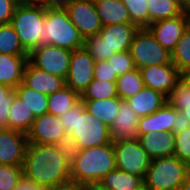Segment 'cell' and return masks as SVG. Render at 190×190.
<instances>
[{
	"label": "cell",
	"mask_w": 190,
	"mask_h": 190,
	"mask_svg": "<svg viewBox=\"0 0 190 190\" xmlns=\"http://www.w3.org/2000/svg\"><path fill=\"white\" fill-rule=\"evenodd\" d=\"M15 190H44V188L37 186L34 182L22 178Z\"/></svg>",
	"instance_id": "obj_47"
},
{
	"label": "cell",
	"mask_w": 190,
	"mask_h": 190,
	"mask_svg": "<svg viewBox=\"0 0 190 190\" xmlns=\"http://www.w3.org/2000/svg\"><path fill=\"white\" fill-rule=\"evenodd\" d=\"M87 190H110L109 188L104 187L101 183H90L84 186Z\"/></svg>",
	"instance_id": "obj_49"
},
{
	"label": "cell",
	"mask_w": 190,
	"mask_h": 190,
	"mask_svg": "<svg viewBox=\"0 0 190 190\" xmlns=\"http://www.w3.org/2000/svg\"><path fill=\"white\" fill-rule=\"evenodd\" d=\"M85 103L86 110L94 117L98 118L108 127L113 123L118 112L121 99L111 97L103 100H82Z\"/></svg>",
	"instance_id": "obj_23"
},
{
	"label": "cell",
	"mask_w": 190,
	"mask_h": 190,
	"mask_svg": "<svg viewBox=\"0 0 190 190\" xmlns=\"http://www.w3.org/2000/svg\"><path fill=\"white\" fill-rule=\"evenodd\" d=\"M176 120V109L166 102L161 107V122L163 132H173V121Z\"/></svg>",
	"instance_id": "obj_40"
},
{
	"label": "cell",
	"mask_w": 190,
	"mask_h": 190,
	"mask_svg": "<svg viewBox=\"0 0 190 190\" xmlns=\"http://www.w3.org/2000/svg\"><path fill=\"white\" fill-rule=\"evenodd\" d=\"M14 90L16 95L24 101L25 105L33 112L35 117L47 113L48 95L30 89L23 83L19 84Z\"/></svg>",
	"instance_id": "obj_29"
},
{
	"label": "cell",
	"mask_w": 190,
	"mask_h": 190,
	"mask_svg": "<svg viewBox=\"0 0 190 190\" xmlns=\"http://www.w3.org/2000/svg\"><path fill=\"white\" fill-rule=\"evenodd\" d=\"M72 51L52 45H40L28 54L35 67L66 80Z\"/></svg>",
	"instance_id": "obj_10"
},
{
	"label": "cell",
	"mask_w": 190,
	"mask_h": 190,
	"mask_svg": "<svg viewBox=\"0 0 190 190\" xmlns=\"http://www.w3.org/2000/svg\"><path fill=\"white\" fill-rule=\"evenodd\" d=\"M172 63L181 73L190 66V30L186 28L171 53Z\"/></svg>",
	"instance_id": "obj_32"
},
{
	"label": "cell",
	"mask_w": 190,
	"mask_h": 190,
	"mask_svg": "<svg viewBox=\"0 0 190 190\" xmlns=\"http://www.w3.org/2000/svg\"><path fill=\"white\" fill-rule=\"evenodd\" d=\"M116 168L142 180L146 175L151 158L146 154L137 140H121L113 142Z\"/></svg>",
	"instance_id": "obj_9"
},
{
	"label": "cell",
	"mask_w": 190,
	"mask_h": 190,
	"mask_svg": "<svg viewBox=\"0 0 190 190\" xmlns=\"http://www.w3.org/2000/svg\"><path fill=\"white\" fill-rule=\"evenodd\" d=\"M118 97L116 81L93 79L81 94V100H103Z\"/></svg>",
	"instance_id": "obj_31"
},
{
	"label": "cell",
	"mask_w": 190,
	"mask_h": 190,
	"mask_svg": "<svg viewBox=\"0 0 190 190\" xmlns=\"http://www.w3.org/2000/svg\"><path fill=\"white\" fill-rule=\"evenodd\" d=\"M94 79L106 80V81H116L118 78L116 72H114L107 62L97 61L94 66Z\"/></svg>",
	"instance_id": "obj_39"
},
{
	"label": "cell",
	"mask_w": 190,
	"mask_h": 190,
	"mask_svg": "<svg viewBox=\"0 0 190 190\" xmlns=\"http://www.w3.org/2000/svg\"><path fill=\"white\" fill-rule=\"evenodd\" d=\"M180 77L186 82L190 84V66L185 68L181 73Z\"/></svg>",
	"instance_id": "obj_50"
},
{
	"label": "cell",
	"mask_w": 190,
	"mask_h": 190,
	"mask_svg": "<svg viewBox=\"0 0 190 190\" xmlns=\"http://www.w3.org/2000/svg\"><path fill=\"white\" fill-rule=\"evenodd\" d=\"M58 118L68 136L71 151L113 143L109 127L98 118H94L86 110L82 100Z\"/></svg>",
	"instance_id": "obj_2"
},
{
	"label": "cell",
	"mask_w": 190,
	"mask_h": 190,
	"mask_svg": "<svg viewBox=\"0 0 190 190\" xmlns=\"http://www.w3.org/2000/svg\"><path fill=\"white\" fill-rule=\"evenodd\" d=\"M149 25L159 20H165L181 15L184 6L177 0H147Z\"/></svg>",
	"instance_id": "obj_26"
},
{
	"label": "cell",
	"mask_w": 190,
	"mask_h": 190,
	"mask_svg": "<svg viewBox=\"0 0 190 190\" xmlns=\"http://www.w3.org/2000/svg\"><path fill=\"white\" fill-rule=\"evenodd\" d=\"M27 145V134L0 128V164L23 166Z\"/></svg>",
	"instance_id": "obj_15"
},
{
	"label": "cell",
	"mask_w": 190,
	"mask_h": 190,
	"mask_svg": "<svg viewBox=\"0 0 190 190\" xmlns=\"http://www.w3.org/2000/svg\"><path fill=\"white\" fill-rule=\"evenodd\" d=\"M0 53L7 55H28L10 23L0 25Z\"/></svg>",
	"instance_id": "obj_30"
},
{
	"label": "cell",
	"mask_w": 190,
	"mask_h": 190,
	"mask_svg": "<svg viewBox=\"0 0 190 190\" xmlns=\"http://www.w3.org/2000/svg\"><path fill=\"white\" fill-rule=\"evenodd\" d=\"M190 127L189 119L182 112L176 110V120L173 121V133H180Z\"/></svg>",
	"instance_id": "obj_42"
},
{
	"label": "cell",
	"mask_w": 190,
	"mask_h": 190,
	"mask_svg": "<svg viewBox=\"0 0 190 190\" xmlns=\"http://www.w3.org/2000/svg\"><path fill=\"white\" fill-rule=\"evenodd\" d=\"M170 105H190V84L180 78L167 97Z\"/></svg>",
	"instance_id": "obj_37"
},
{
	"label": "cell",
	"mask_w": 190,
	"mask_h": 190,
	"mask_svg": "<svg viewBox=\"0 0 190 190\" xmlns=\"http://www.w3.org/2000/svg\"><path fill=\"white\" fill-rule=\"evenodd\" d=\"M71 150L68 145L28 143L22 166L23 178L42 188L70 180Z\"/></svg>",
	"instance_id": "obj_1"
},
{
	"label": "cell",
	"mask_w": 190,
	"mask_h": 190,
	"mask_svg": "<svg viewBox=\"0 0 190 190\" xmlns=\"http://www.w3.org/2000/svg\"><path fill=\"white\" fill-rule=\"evenodd\" d=\"M125 101L142 117L159 110L167 102V97L151 88L143 87L141 91Z\"/></svg>",
	"instance_id": "obj_21"
},
{
	"label": "cell",
	"mask_w": 190,
	"mask_h": 190,
	"mask_svg": "<svg viewBox=\"0 0 190 190\" xmlns=\"http://www.w3.org/2000/svg\"><path fill=\"white\" fill-rule=\"evenodd\" d=\"M102 26L132 24L122 0H94Z\"/></svg>",
	"instance_id": "obj_22"
},
{
	"label": "cell",
	"mask_w": 190,
	"mask_h": 190,
	"mask_svg": "<svg viewBox=\"0 0 190 190\" xmlns=\"http://www.w3.org/2000/svg\"><path fill=\"white\" fill-rule=\"evenodd\" d=\"M180 190H190V174L186 177L185 181L180 187Z\"/></svg>",
	"instance_id": "obj_51"
},
{
	"label": "cell",
	"mask_w": 190,
	"mask_h": 190,
	"mask_svg": "<svg viewBox=\"0 0 190 190\" xmlns=\"http://www.w3.org/2000/svg\"><path fill=\"white\" fill-rule=\"evenodd\" d=\"M45 13L46 8L41 4L19 3L11 18L10 24L28 53L42 45Z\"/></svg>",
	"instance_id": "obj_5"
},
{
	"label": "cell",
	"mask_w": 190,
	"mask_h": 190,
	"mask_svg": "<svg viewBox=\"0 0 190 190\" xmlns=\"http://www.w3.org/2000/svg\"><path fill=\"white\" fill-rule=\"evenodd\" d=\"M95 63L85 47L73 50L65 85L81 95L94 79Z\"/></svg>",
	"instance_id": "obj_13"
},
{
	"label": "cell",
	"mask_w": 190,
	"mask_h": 190,
	"mask_svg": "<svg viewBox=\"0 0 190 190\" xmlns=\"http://www.w3.org/2000/svg\"><path fill=\"white\" fill-rule=\"evenodd\" d=\"M73 0H43L41 5L46 9H65Z\"/></svg>",
	"instance_id": "obj_46"
},
{
	"label": "cell",
	"mask_w": 190,
	"mask_h": 190,
	"mask_svg": "<svg viewBox=\"0 0 190 190\" xmlns=\"http://www.w3.org/2000/svg\"><path fill=\"white\" fill-rule=\"evenodd\" d=\"M178 112L184 113V115L190 121V105H172Z\"/></svg>",
	"instance_id": "obj_48"
},
{
	"label": "cell",
	"mask_w": 190,
	"mask_h": 190,
	"mask_svg": "<svg viewBox=\"0 0 190 190\" xmlns=\"http://www.w3.org/2000/svg\"><path fill=\"white\" fill-rule=\"evenodd\" d=\"M28 55H7L0 53V83L15 89L23 83V71Z\"/></svg>",
	"instance_id": "obj_20"
},
{
	"label": "cell",
	"mask_w": 190,
	"mask_h": 190,
	"mask_svg": "<svg viewBox=\"0 0 190 190\" xmlns=\"http://www.w3.org/2000/svg\"><path fill=\"white\" fill-rule=\"evenodd\" d=\"M142 182L140 177L115 168L107 173L99 183L110 190H133Z\"/></svg>",
	"instance_id": "obj_28"
},
{
	"label": "cell",
	"mask_w": 190,
	"mask_h": 190,
	"mask_svg": "<svg viewBox=\"0 0 190 190\" xmlns=\"http://www.w3.org/2000/svg\"><path fill=\"white\" fill-rule=\"evenodd\" d=\"M157 42L172 53L187 28L185 11L176 17L159 20L147 27Z\"/></svg>",
	"instance_id": "obj_16"
},
{
	"label": "cell",
	"mask_w": 190,
	"mask_h": 190,
	"mask_svg": "<svg viewBox=\"0 0 190 190\" xmlns=\"http://www.w3.org/2000/svg\"><path fill=\"white\" fill-rule=\"evenodd\" d=\"M190 166L176 156L151 159L143 182L150 190H180Z\"/></svg>",
	"instance_id": "obj_6"
},
{
	"label": "cell",
	"mask_w": 190,
	"mask_h": 190,
	"mask_svg": "<svg viewBox=\"0 0 190 190\" xmlns=\"http://www.w3.org/2000/svg\"><path fill=\"white\" fill-rule=\"evenodd\" d=\"M143 87L141 72L138 68L128 71L116 79L117 95L123 101L133 97Z\"/></svg>",
	"instance_id": "obj_27"
},
{
	"label": "cell",
	"mask_w": 190,
	"mask_h": 190,
	"mask_svg": "<svg viewBox=\"0 0 190 190\" xmlns=\"http://www.w3.org/2000/svg\"><path fill=\"white\" fill-rule=\"evenodd\" d=\"M133 190H150V189L147 187V185L144 182H142L141 184H139Z\"/></svg>",
	"instance_id": "obj_53"
},
{
	"label": "cell",
	"mask_w": 190,
	"mask_h": 190,
	"mask_svg": "<svg viewBox=\"0 0 190 190\" xmlns=\"http://www.w3.org/2000/svg\"><path fill=\"white\" fill-rule=\"evenodd\" d=\"M128 10L132 24L138 28L149 26V12L147 0H122Z\"/></svg>",
	"instance_id": "obj_33"
},
{
	"label": "cell",
	"mask_w": 190,
	"mask_h": 190,
	"mask_svg": "<svg viewBox=\"0 0 190 190\" xmlns=\"http://www.w3.org/2000/svg\"><path fill=\"white\" fill-rule=\"evenodd\" d=\"M116 117L109 127L112 142L137 140L140 116L126 101H121Z\"/></svg>",
	"instance_id": "obj_17"
},
{
	"label": "cell",
	"mask_w": 190,
	"mask_h": 190,
	"mask_svg": "<svg viewBox=\"0 0 190 190\" xmlns=\"http://www.w3.org/2000/svg\"><path fill=\"white\" fill-rule=\"evenodd\" d=\"M33 112L16 94L9 111V129L27 134L35 120Z\"/></svg>",
	"instance_id": "obj_24"
},
{
	"label": "cell",
	"mask_w": 190,
	"mask_h": 190,
	"mask_svg": "<svg viewBox=\"0 0 190 190\" xmlns=\"http://www.w3.org/2000/svg\"><path fill=\"white\" fill-rule=\"evenodd\" d=\"M173 155L190 166V127L175 134Z\"/></svg>",
	"instance_id": "obj_36"
},
{
	"label": "cell",
	"mask_w": 190,
	"mask_h": 190,
	"mask_svg": "<svg viewBox=\"0 0 190 190\" xmlns=\"http://www.w3.org/2000/svg\"><path fill=\"white\" fill-rule=\"evenodd\" d=\"M139 28L135 24H114L103 26L101 31L84 40V47L94 61H104L114 53L128 51Z\"/></svg>",
	"instance_id": "obj_4"
},
{
	"label": "cell",
	"mask_w": 190,
	"mask_h": 190,
	"mask_svg": "<svg viewBox=\"0 0 190 190\" xmlns=\"http://www.w3.org/2000/svg\"><path fill=\"white\" fill-rule=\"evenodd\" d=\"M135 67L173 64L171 52L163 48L148 28H139L129 48Z\"/></svg>",
	"instance_id": "obj_8"
},
{
	"label": "cell",
	"mask_w": 190,
	"mask_h": 190,
	"mask_svg": "<svg viewBox=\"0 0 190 190\" xmlns=\"http://www.w3.org/2000/svg\"><path fill=\"white\" fill-rule=\"evenodd\" d=\"M80 100L81 95L65 85L60 90L48 95L47 113L55 116L62 115Z\"/></svg>",
	"instance_id": "obj_25"
},
{
	"label": "cell",
	"mask_w": 190,
	"mask_h": 190,
	"mask_svg": "<svg viewBox=\"0 0 190 190\" xmlns=\"http://www.w3.org/2000/svg\"><path fill=\"white\" fill-rule=\"evenodd\" d=\"M15 94L14 89L0 83V103H13Z\"/></svg>",
	"instance_id": "obj_44"
},
{
	"label": "cell",
	"mask_w": 190,
	"mask_h": 190,
	"mask_svg": "<svg viewBox=\"0 0 190 190\" xmlns=\"http://www.w3.org/2000/svg\"><path fill=\"white\" fill-rule=\"evenodd\" d=\"M116 168L113 143L71 151L70 179L85 186Z\"/></svg>",
	"instance_id": "obj_3"
},
{
	"label": "cell",
	"mask_w": 190,
	"mask_h": 190,
	"mask_svg": "<svg viewBox=\"0 0 190 190\" xmlns=\"http://www.w3.org/2000/svg\"><path fill=\"white\" fill-rule=\"evenodd\" d=\"M139 70L144 87L158 91L166 97L181 78L180 72L174 64L152 65Z\"/></svg>",
	"instance_id": "obj_14"
},
{
	"label": "cell",
	"mask_w": 190,
	"mask_h": 190,
	"mask_svg": "<svg viewBox=\"0 0 190 190\" xmlns=\"http://www.w3.org/2000/svg\"><path fill=\"white\" fill-rule=\"evenodd\" d=\"M22 178V166L0 164V190H15Z\"/></svg>",
	"instance_id": "obj_34"
},
{
	"label": "cell",
	"mask_w": 190,
	"mask_h": 190,
	"mask_svg": "<svg viewBox=\"0 0 190 190\" xmlns=\"http://www.w3.org/2000/svg\"><path fill=\"white\" fill-rule=\"evenodd\" d=\"M153 131L163 132L161 122V108L156 112L139 118L138 134L143 135Z\"/></svg>",
	"instance_id": "obj_38"
},
{
	"label": "cell",
	"mask_w": 190,
	"mask_h": 190,
	"mask_svg": "<svg viewBox=\"0 0 190 190\" xmlns=\"http://www.w3.org/2000/svg\"><path fill=\"white\" fill-rule=\"evenodd\" d=\"M43 0H21L22 4H41Z\"/></svg>",
	"instance_id": "obj_52"
},
{
	"label": "cell",
	"mask_w": 190,
	"mask_h": 190,
	"mask_svg": "<svg viewBox=\"0 0 190 190\" xmlns=\"http://www.w3.org/2000/svg\"><path fill=\"white\" fill-rule=\"evenodd\" d=\"M65 10L84 40L101 31L103 26L94 0H73Z\"/></svg>",
	"instance_id": "obj_12"
},
{
	"label": "cell",
	"mask_w": 190,
	"mask_h": 190,
	"mask_svg": "<svg viewBox=\"0 0 190 190\" xmlns=\"http://www.w3.org/2000/svg\"><path fill=\"white\" fill-rule=\"evenodd\" d=\"M28 143L68 145V136L58 116L50 113L37 116L27 133Z\"/></svg>",
	"instance_id": "obj_11"
},
{
	"label": "cell",
	"mask_w": 190,
	"mask_h": 190,
	"mask_svg": "<svg viewBox=\"0 0 190 190\" xmlns=\"http://www.w3.org/2000/svg\"><path fill=\"white\" fill-rule=\"evenodd\" d=\"M177 1L185 7L189 0H177Z\"/></svg>",
	"instance_id": "obj_56"
},
{
	"label": "cell",
	"mask_w": 190,
	"mask_h": 190,
	"mask_svg": "<svg viewBox=\"0 0 190 190\" xmlns=\"http://www.w3.org/2000/svg\"><path fill=\"white\" fill-rule=\"evenodd\" d=\"M23 84L30 89L50 95L65 86V80L33 66L27 61L23 71Z\"/></svg>",
	"instance_id": "obj_18"
},
{
	"label": "cell",
	"mask_w": 190,
	"mask_h": 190,
	"mask_svg": "<svg viewBox=\"0 0 190 190\" xmlns=\"http://www.w3.org/2000/svg\"><path fill=\"white\" fill-rule=\"evenodd\" d=\"M185 12H190V0L188 1L187 5L184 7Z\"/></svg>",
	"instance_id": "obj_55"
},
{
	"label": "cell",
	"mask_w": 190,
	"mask_h": 190,
	"mask_svg": "<svg viewBox=\"0 0 190 190\" xmlns=\"http://www.w3.org/2000/svg\"><path fill=\"white\" fill-rule=\"evenodd\" d=\"M83 188V185L70 179L66 182L56 184L49 188H45L44 190H82Z\"/></svg>",
	"instance_id": "obj_43"
},
{
	"label": "cell",
	"mask_w": 190,
	"mask_h": 190,
	"mask_svg": "<svg viewBox=\"0 0 190 190\" xmlns=\"http://www.w3.org/2000/svg\"><path fill=\"white\" fill-rule=\"evenodd\" d=\"M42 45H52L68 50L84 47V39L71 22L65 9H46Z\"/></svg>",
	"instance_id": "obj_7"
},
{
	"label": "cell",
	"mask_w": 190,
	"mask_h": 190,
	"mask_svg": "<svg viewBox=\"0 0 190 190\" xmlns=\"http://www.w3.org/2000/svg\"><path fill=\"white\" fill-rule=\"evenodd\" d=\"M138 141L151 158L173 156L175 134L173 132H156L139 135Z\"/></svg>",
	"instance_id": "obj_19"
},
{
	"label": "cell",
	"mask_w": 190,
	"mask_h": 190,
	"mask_svg": "<svg viewBox=\"0 0 190 190\" xmlns=\"http://www.w3.org/2000/svg\"><path fill=\"white\" fill-rule=\"evenodd\" d=\"M18 0H0V25L10 23Z\"/></svg>",
	"instance_id": "obj_41"
},
{
	"label": "cell",
	"mask_w": 190,
	"mask_h": 190,
	"mask_svg": "<svg viewBox=\"0 0 190 190\" xmlns=\"http://www.w3.org/2000/svg\"><path fill=\"white\" fill-rule=\"evenodd\" d=\"M12 103H0V128L9 129V111Z\"/></svg>",
	"instance_id": "obj_45"
},
{
	"label": "cell",
	"mask_w": 190,
	"mask_h": 190,
	"mask_svg": "<svg viewBox=\"0 0 190 190\" xmlns=\"http://www.w3.org/2000/svg\"><path fill=\"white\" fill-rule=\"evenodd\" d=\"M107 62L111 66L112 70L116 72L117 77L136 68L129 50L114 53L107 59Z\"/></svg>",
	"instance_id": "obj_35"
},
{
	"label": "cell",
	"mask_w": 190,
	"mask_h": 190,
	"mask_svg": "<svg viewBox=\"0 0 190 190\" xmlns=\"http://www.w3.org/2000/svg\"><path fill=\"white\" fill-rule=\"evenodd\" d=\"M187 28L190 30V12H185Z\"/></svg>",
	"instance_id": "obj_54"
}]
</instances>
